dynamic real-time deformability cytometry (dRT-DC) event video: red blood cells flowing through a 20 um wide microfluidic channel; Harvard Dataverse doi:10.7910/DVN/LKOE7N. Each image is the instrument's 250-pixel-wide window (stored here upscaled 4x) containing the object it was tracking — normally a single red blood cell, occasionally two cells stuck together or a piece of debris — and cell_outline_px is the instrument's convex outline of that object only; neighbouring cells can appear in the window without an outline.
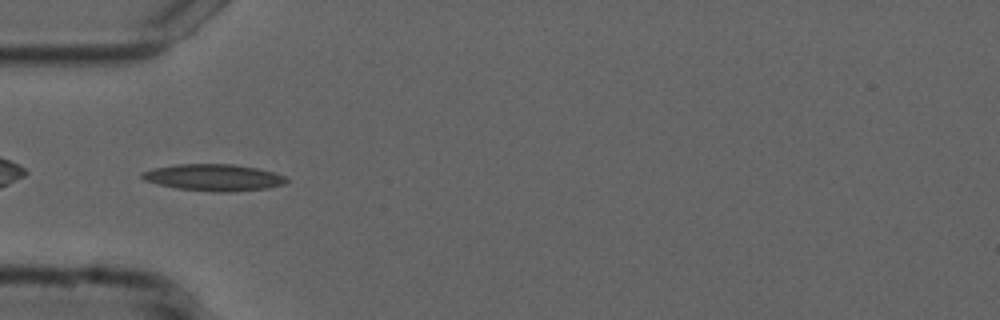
{"species": "common noctule bat (a hibernating species)", "species_latin": "Nyctalus noctula", "temperature_condition": "cold", "stored_images_in_passage": 39, "camera_frame_rate_fps": 3000, "um_per_image_px": 0.085, "animal": {"sex": "male", "forearm_length_mm": 52.5}, "frame": {"image": 1, "passage_image": 2, "time_ms": 0.333, "image_size_px": [1000, 320], "cell_outline_px": [[288, 180], [284, 184], [268, 188], [232, 192], [212, 192], [176, 188], [144, 180], [140, 176], [140, 172], [152, 168], [176, 164], [232, 164], [256, 168], [288, 176]], "centroid_in_image_um": [18.16, 15.09], "position_along_channel_um": 66.8, "area_um2": 22.6}}
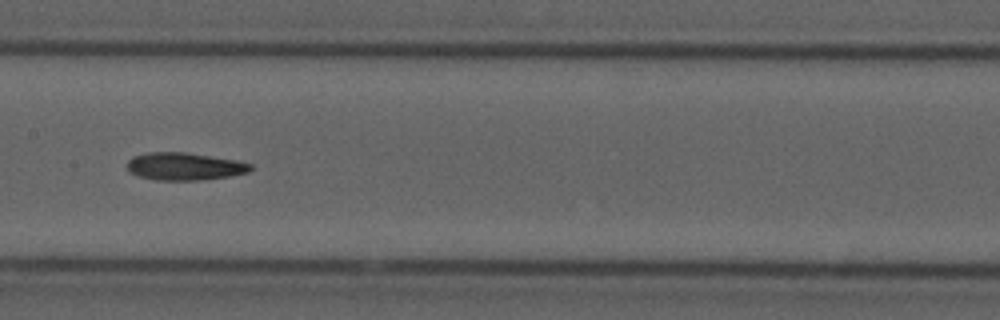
{"frame": {"image": 2, "passage_image": 12, "time_ms": 3.667, "image_size_px": [1000, 320], "cell_outline_px": [[252, 168], [248, 172], [232, 176], [200, 180], [156, 180], [140, 176], [128, 172], [128, 160], [132, 156], [148, 152], [184, 152], [236, 160], [252, 164]], "centroid_in_image_um": [15.67, 14.14], "position_along_channel_um": 191.7, "area_um2": 19.83}}
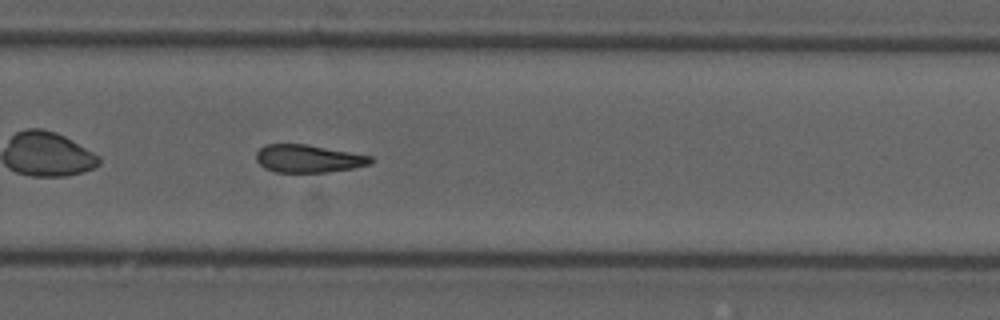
{"frame": {"image": 3, "passage_image": 21, "time_ms": 6.667, "image_size_px": [1000, 320], "cell_outline_px": [[372, 164], [352, 168], [328, 172], [276, 172], [264, 168], [256, 160], [256, 152], [264, 144], [308, 144], [372, 156]], "centroid_in_image_um": [26.19, 13.48], "position_along_channel_um": 303.6, "area_um2": 18.61}}